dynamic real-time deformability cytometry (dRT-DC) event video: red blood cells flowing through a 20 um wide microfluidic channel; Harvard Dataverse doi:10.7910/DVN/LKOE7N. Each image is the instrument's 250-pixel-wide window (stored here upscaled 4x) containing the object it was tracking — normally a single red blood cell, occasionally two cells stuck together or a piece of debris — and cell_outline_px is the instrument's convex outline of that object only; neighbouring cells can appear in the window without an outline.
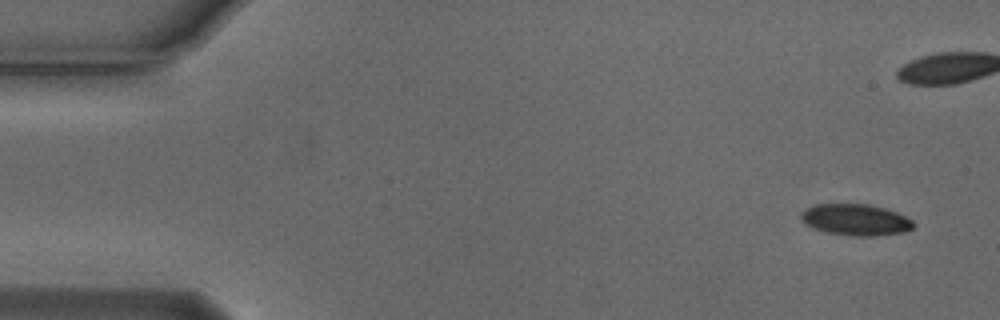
{"species": "Egyptian fruit bat (a non-hibernating species)", "species_latin": "Rousettus aegyptiacus", "temperature_condition": "cold", "stored_images_in_passage": 8, "camera_frame_rate_fps": 3000, "um_per_image_px": 0.085, "animal": {"sex": "male"}, "frame": {"image": 1, "passage_image": 1, "time_ms": 0.0, "image_size_px": [1000, 320], "cell_outline_px": [[916, 224], [912, 228], [904, 232], [876, 236], [852, 236], [828, 232], [816, 228], [808, 224], [800, 216], [800, 212], [816, 204], [868, 204], [884, 208], [896, 212], [912, 220]], "centroid_in_image_um": [72.78, 18.68], "position_along_channel_um": 12.2, "area_um2": 20.29}}
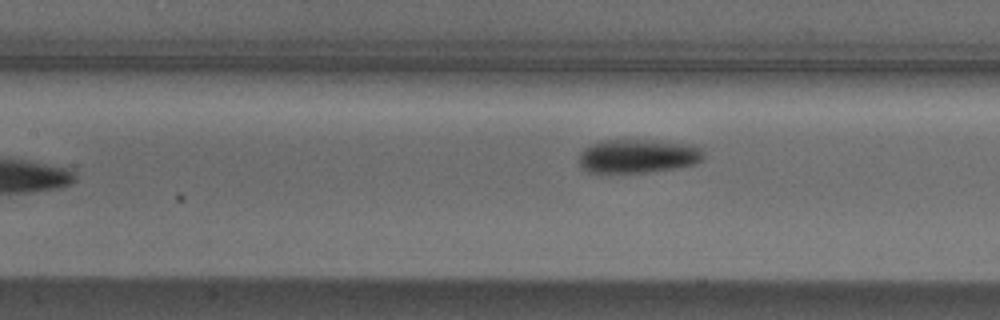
{"frame": {"image": 2, "passage_image": 8, "time_ms": 2.333, "image_size_px": [1000, 320], "cell_outline_px": [[704, 160], [696, 164], [676, 168], [648, 172], [588, 172], [580, 164], [580, 152], [584, 148], [600, 140], [652, 140], [700, 144], [704, 148]], "centroid_in_image_um": [54.34, 13.24], "position_along_channel_um": 153.1, "area_um2": 24.97}}